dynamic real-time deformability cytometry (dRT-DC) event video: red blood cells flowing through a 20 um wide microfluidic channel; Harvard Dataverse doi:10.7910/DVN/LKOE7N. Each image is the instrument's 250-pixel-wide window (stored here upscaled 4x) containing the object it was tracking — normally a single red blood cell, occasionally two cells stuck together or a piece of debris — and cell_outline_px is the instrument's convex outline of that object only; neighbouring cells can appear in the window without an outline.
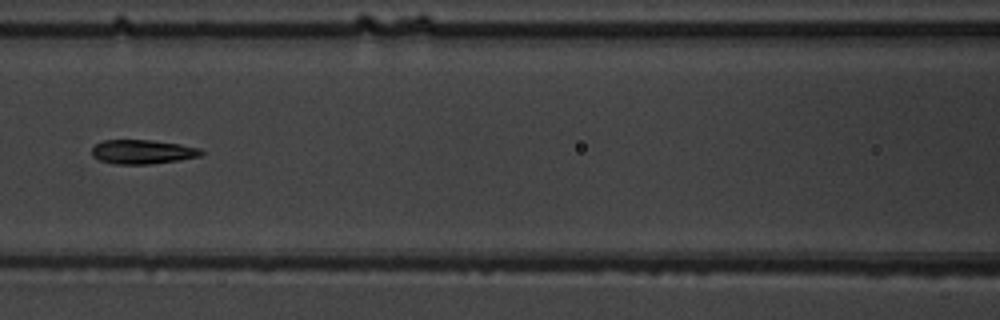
{"species": "common noctule bat (a hibernating species)", "species_latin": "Nyctalus noctula", "temperature_condition": "warm", "stored_images_in_passage": 7, "camera_frame_rate_fps": 3000, "um_per_image_px": 0.085, "animal": {"sex": "male", "body_mass_g": 19.5, "forearm_length_mm": 54.6}, "frame": {"image": 1, "passage_image": 6, "time_ms": 5.667, "image_size_px": [1000, 320], "cell_outline_px": [[204, 152], [200, 156], [180, 160], [148, 164], [112, 164], [100, 160], [92, 156], [92, 148], [96, 144], [104, 140], [152, 140], [180, 144], [200, 148]], "centroid_in_image_um": [12.12, 12.9], "position_along_channel_um": 154.5, "area_um2": 15.43}}
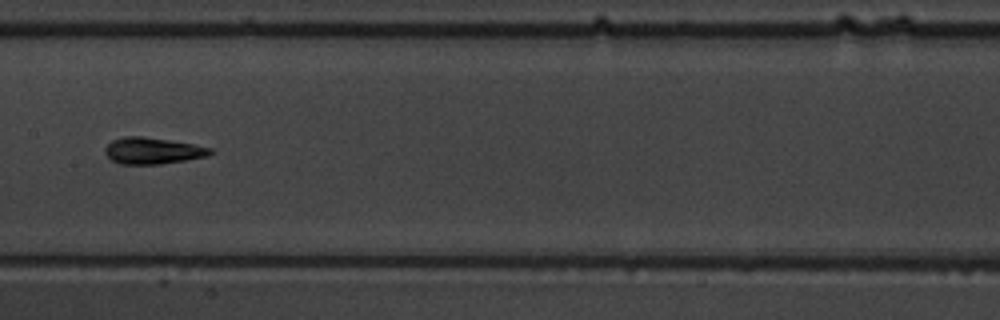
{"frame": {"image": 2, "passage_image": 7, "time_ms": 6.667, "image_size_px": [1000, 320], "cell_outline_px": [[216, 152], [208, 156], [160, 164], [120, 164], [112, 160], [104, 152], [104, 148], [112, 140], [124, 136], [144, 136], [192, 144], [212, 148]], "centroid_in_image_um": [12.98, 12.81], "position_along_channel_um": 194.4, "area_um2": 16.24}}